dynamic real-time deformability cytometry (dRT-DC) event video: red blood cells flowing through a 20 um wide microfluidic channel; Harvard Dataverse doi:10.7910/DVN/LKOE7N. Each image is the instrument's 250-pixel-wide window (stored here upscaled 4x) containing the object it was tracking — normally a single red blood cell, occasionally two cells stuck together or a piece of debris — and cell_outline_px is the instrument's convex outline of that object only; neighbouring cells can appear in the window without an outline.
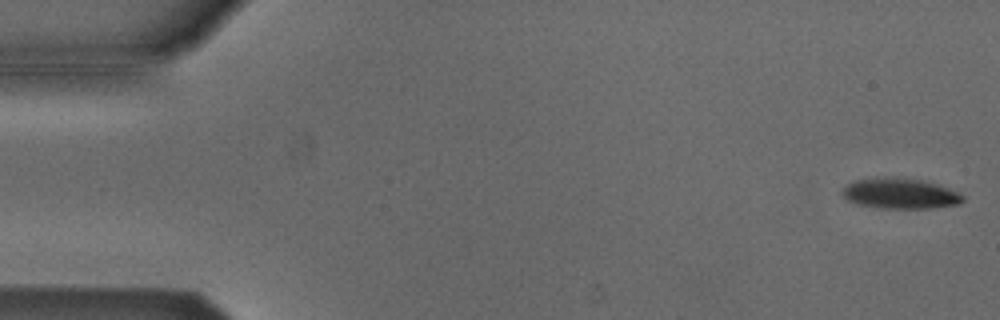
{"species": "Egyptian fruit bat (a non-hibernating species)", "species_latin": "Rousettus aegyptiacus", "temperature_condition": "cold", "stored_images_in_passage": 14, "camera_frame_rate_fps": 3000, "um_per_image_px": 0.085, "animal": {"sex": "male"}, "frame": {"image": 1, "passage_image": 1, "time_ms": 0.0, "image_size_px": [1000, 320], "cell_outline_px": [[964, 200], [960, 204], [932, 208], [880, 208], [856, 204], [848, 200], [840, 192], [848, 184], [856, 180], [876, 176], [896, 176], [924, 180], [948, 188], [964, 196]], "centroid_in_image_um": [76.49, 16.43], "position_along_channel_um": 8.5, "area_um2": 21.73}}
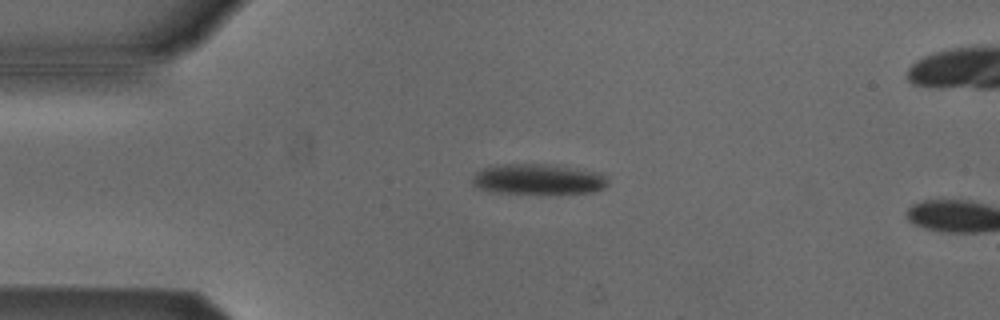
{"frame": {"image": 2, "passage_image": 12, "time_ms": 3.667, "image_size_px": [1000, 320], "cell_outline_px": [[608, 184], [604, 188], [592, 192], [540, 196], [492, 192], [480, 188], [472, 184], [472, 176], [480, 168], [504, 164], [540, 164], [600, 172], [608, 180]], "centroid_in_image_um": [45.72, 15.29], "position_along_channel_um": 39.3, "area_um2": 24.85}}